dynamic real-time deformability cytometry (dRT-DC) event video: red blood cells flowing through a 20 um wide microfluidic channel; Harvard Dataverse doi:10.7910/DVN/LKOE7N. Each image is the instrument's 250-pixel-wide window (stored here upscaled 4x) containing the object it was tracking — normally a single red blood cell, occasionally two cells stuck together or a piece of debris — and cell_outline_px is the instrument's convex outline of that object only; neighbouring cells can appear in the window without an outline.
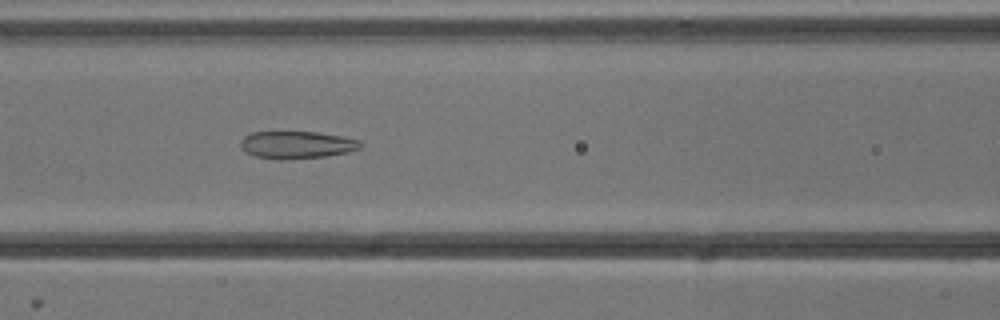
{"species": "common noctule bat (a hibernating species)", "species_latin": "Nyctalus noctula", "temperature_condition": "cold", "stored_images_in_passage": 33, "camera_frame_rate_fps": 3000, "um_per_image_px": 0.085, "animal": {"sex": "male", "body_mass_g": 13.3}, "frame": {"image": 1, "passage_image": 9, "time_ms": 2.667, "image_size_px": [1000, 320], "cell_outline_px": [[364, 144], [360, 148], [348, 152], [328, 156], [280, 160], [276, 160], [256, 156], [244, 152], [240, 148], [240, 140], [244, 136], [252, 132], [316, 132], [344, 136], [360, 140]], "centroid_in_image_um": [25.23, 12.31], "position_along_channel_um": 141.4, "area_um2": 19.48}}
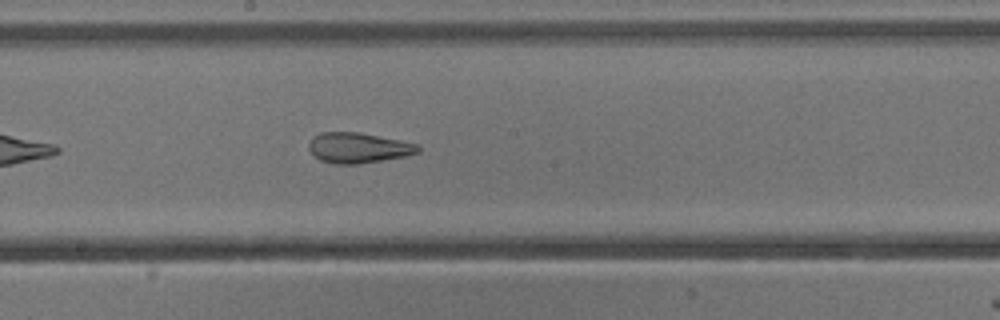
{"frame": {"image": 2, "passage_image": 15, "time_ms": 4.667, "image_size_px": [1000, 320], "cell_outline_px": [[420, 152], [404, 156], [356, 164], [336, 164], [320, 160], [308, 148], [308, 144], [312, 136], [320, 132], [356, 132], [400, 140], [420, 144]], "centroid_in_image_um": [30.44, 12.55], "position_along_channel_um": 217.8, "area_um2": 19.19}}
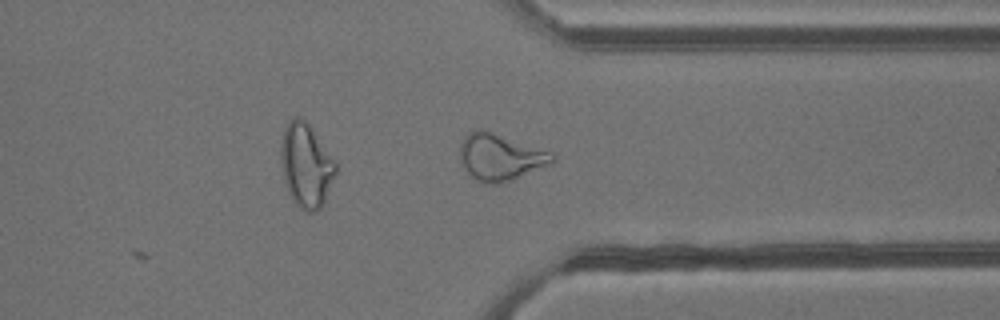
{"frame": {"image": 3, "passage_image": 27, "time_ms": 8.667, "image_size_px": [1000, 320], "cell_outline_px": [[556, 160], [552, 164], [500, 184], [484, 184], [472, 176], [468, 172], [460, 156], [460, 144], [464, 136], [468, 132], [480, 128], [552, 152], [556, 156]], "centroid_in_image_um": [42.55, 13.35], "position_along_channel_um": 368.9, "area_um2": 24.97}, "authors_computed_cell_mechanics": {"area_um2": 19.4208, "velocity_mm_per_s": 3.8144, "shape_relaxation_time_tau1_ms": null, "shape_relaxation_time_tau2_ms": 2.7686, "deformation_change_tau1": null, "deformation_change_tau2": 0.1119}}